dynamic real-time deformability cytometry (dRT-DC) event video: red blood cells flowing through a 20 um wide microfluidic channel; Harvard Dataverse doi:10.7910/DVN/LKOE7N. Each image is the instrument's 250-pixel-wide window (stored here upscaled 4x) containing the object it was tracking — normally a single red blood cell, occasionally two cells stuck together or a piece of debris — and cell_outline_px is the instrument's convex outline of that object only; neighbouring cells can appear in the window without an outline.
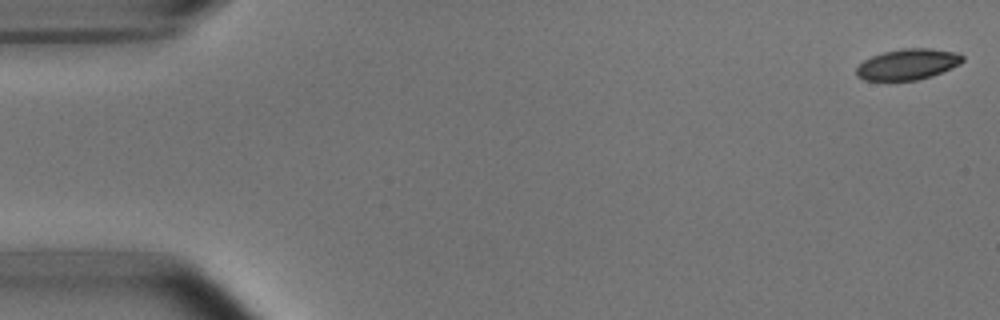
{"species": "common noctule bat (a hibernating species)", "species_latin": "Nyctalus noctula", "temperature_condition": "room temperature", "stored_images_in_passage": 10, "camera_frame_rate_fps": 3000, "um_per_image_px": 0.085, "animal": {"sex": "male", "body_mass_g": 15.6}, "frame": {"image": 1, "passage_image": 1, "time_ms": 0.0, "image_size_px": [1000, 320], "cell_outline_px": [[964, 60], [960, 64], [952, 68], [932, 76], [916, 80], [864, 80], [856, 76], [856, 68], [864, 60], [872, 56], [884, 52], [904, 48], [928, 48], [956, 52], [964, 56]], "centroid_in_image_um": [77.17, 5.46], "position_along_channel_um": 7.8, "area_um2": 19.07}}